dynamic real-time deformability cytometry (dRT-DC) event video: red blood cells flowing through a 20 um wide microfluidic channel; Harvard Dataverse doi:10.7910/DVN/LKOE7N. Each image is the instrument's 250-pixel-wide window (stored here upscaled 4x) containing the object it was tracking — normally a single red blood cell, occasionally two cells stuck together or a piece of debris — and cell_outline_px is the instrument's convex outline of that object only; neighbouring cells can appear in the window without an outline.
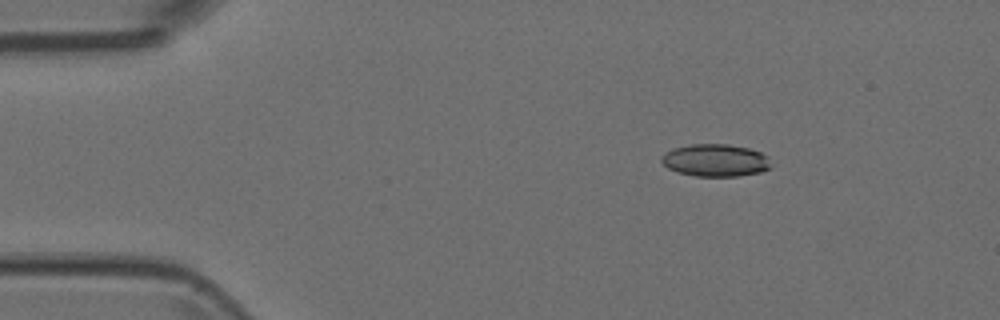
{"species": "Egyptian fruit bat (a non-hibernating species)", "species_latin": "Rousettus aegyptiacus", "temperature_condition": "room temperature", "stored_images_in_passage": 4, "camera_frame_rate_fps": 3000, "um_per_image_px": 0.085, "animal": {"sex": "female"}, "frame": {"image": 1, "passage_image": 2, "time_ms": 0.333, "image_size_px": [1000, 320], "cell_outline_px": [[772, 168], [760, 172], [740, 176], [696, 176], [676, 172], [668, 168], [660, 160], [668, 152], [676, 148], [692, 144], [728, 144], [748, 148], [760, 152], [768, 156]], "centroid_in_image_um": [60.86, 13.64], "position_along_channel_um": 24.1, "area_um2": 20.58}}